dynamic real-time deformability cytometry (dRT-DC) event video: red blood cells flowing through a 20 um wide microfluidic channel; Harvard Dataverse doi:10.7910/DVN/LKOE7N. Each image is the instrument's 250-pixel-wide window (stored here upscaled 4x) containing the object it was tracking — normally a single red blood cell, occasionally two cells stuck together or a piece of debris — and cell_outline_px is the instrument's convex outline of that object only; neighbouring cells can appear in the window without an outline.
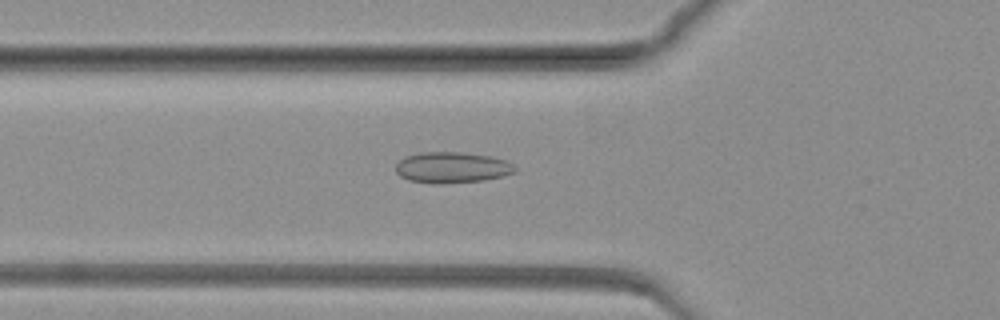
{"species": "common noctule bat (a hibernating species)", "species_latin": "Nyctalus noctula", "temperature_condition": "warm", "stored_images_in_passage": 61, "camera_frame_rate_fps": 3000, "um_per_image_px": 0.085, "animal": {"sex": "female", "body_mass_g": 19.3, "forearm_length_mm": 54.1}, "frame": {"image": 1, "passage_image": 8, "time_ms": 2.333, "image_size_px": [1000, 320], "cell_outline_px": [[516, 172], [484, 180], [440, 184], [432, 184], [408, 180], [400, 176], [396, 172], [396, 164], [400, 160], [408, 156], [420, 152], [460, 152], [488, 156], [504, 160], [512, 164], [516, 168]], "centroid_in_image_um": [38.38, 14.25], "position_along_channel_um": 87.4, "area_um2": 21.39}}
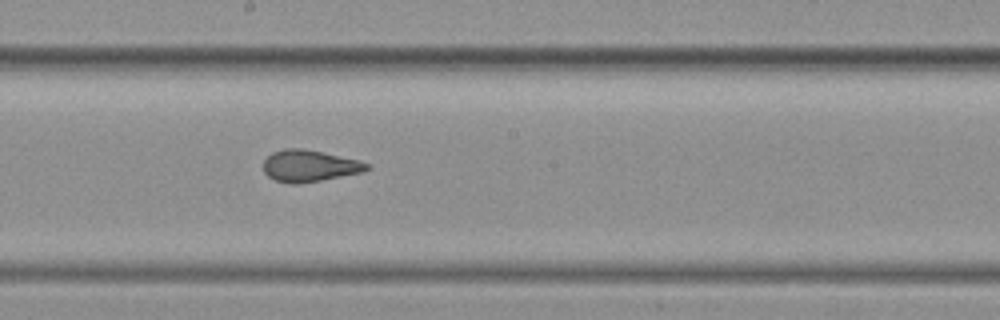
{"frame": {"image": 2, "passage_image": 24, "time_ms": 7.667, "image_size_px": [1000, 320], "cell_outline_px": [[368, 168], [360, 172], [320, 180], [296, 184], [292, 184], [276, 180], [268, 176], [264, 172], [264, 160], [272, 152], [284, 148], [300, 148], [360, 160], [368, 164]], "centroid_in_image_um": [26.25, 14.09], "position_along_channel_um": 222.0, "area_um2": 18.67}}
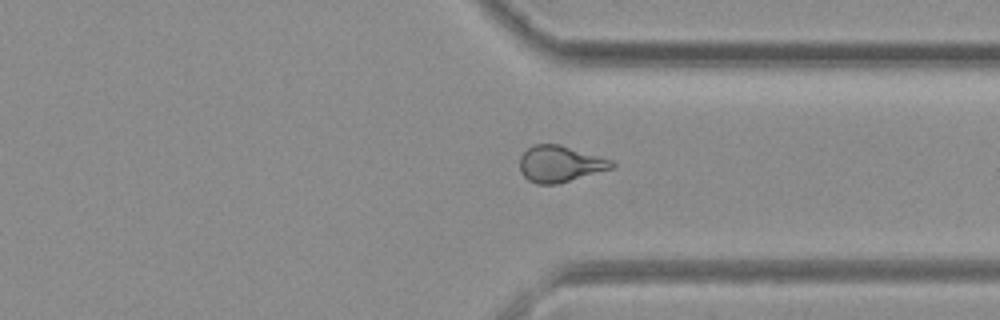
{"frame": {"image": 3, "passage_image": 41, "time_ms": 13.333, "image_size_px": [1000, 320], "cell_outline_px": [[616, 164], [612, 168], [556, 184], [536, 184], [528, 180], [520, 172], [520, 156], [532, 144], [560, 144], [612, 160]], "centroid_in_image_um": [47.57, 13.92], "position_along_channel_um": 363.8, "area_um2": 19.36}}